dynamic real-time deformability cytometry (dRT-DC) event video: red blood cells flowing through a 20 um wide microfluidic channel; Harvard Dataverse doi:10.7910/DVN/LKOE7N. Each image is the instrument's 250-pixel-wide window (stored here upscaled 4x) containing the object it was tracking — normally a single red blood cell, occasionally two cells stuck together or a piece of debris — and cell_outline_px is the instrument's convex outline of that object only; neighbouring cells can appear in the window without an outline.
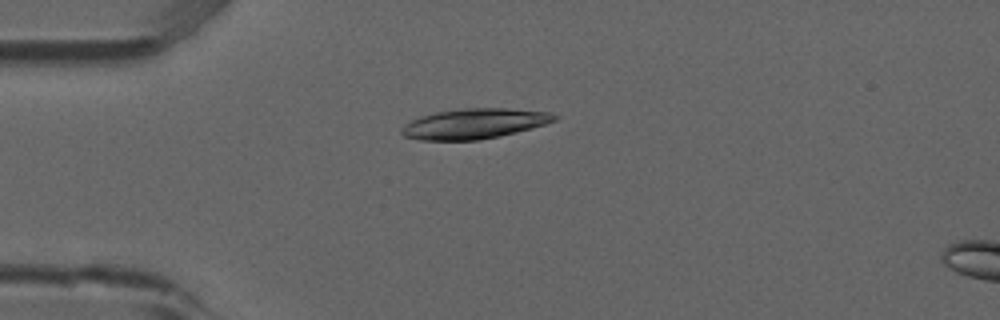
{"species": "common noctule bat (a hibernating species)", "species_latin": "Nyctalus noctula", "temperature_condition": "room temperature", "stored_images_in_passage": 4, "camera_frame_rate_fps": 3000, "um_per_image_px": 0.085, "animal": {"sex": "male", "forearm_length_mm": 52.5}, "frame": {"image": 1, "passage_image": 1, "time_ms": 0.0, "image_size_px": [1000, 320], "cell_outline_px": [[560, 116], [556, 120], [532, 128], [500, 136], [480, 140], [420, 140], [404, 136], [400, 132], [400, 128], [412, 120], [420, 116], [436, 112], [460, 108], [504, 108], [552, 112]], "centroid_in_image_um": [40.32, 10.51], "position_along_channel_um": 44.7, "area_um2": 26.99}}
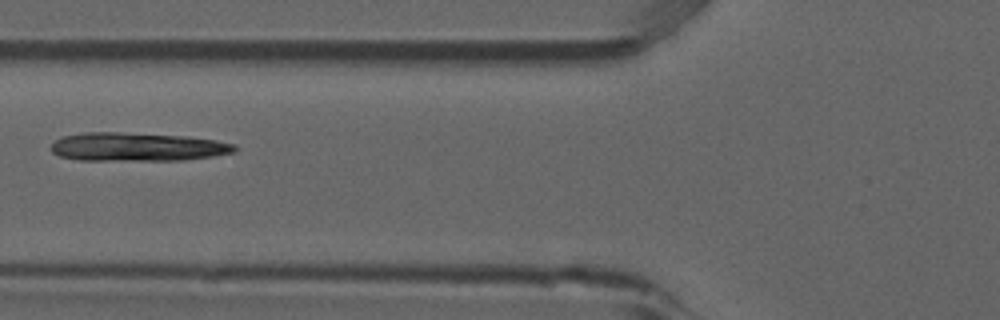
{"frame": {"image": 2, "passage_image": 3, "time_ms": 0.667, "image_size_px": [1000, 320], "cell_outline_px": [[236, 152], [212, 156], [180, 160], [80, 160], [60, 156], [52, 152], [52, 144], [56, 140], [64, 136], [84, 132], [116, 132], [188, 136], [216, 140], [236, 144]], "centroid_in_image_um": [11.7, 12.48], "position_along_channel_um": 114.1, "area_um2": 30.46}}
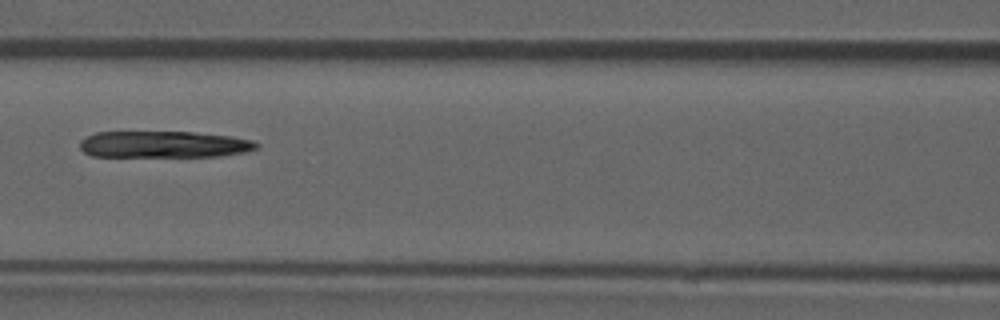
{"frame": {"image": 3, "passage_image": 4, "time_ms": 1.0, "image_size_px": [1000, 320], "cell_outline_px": [[260, 144], [256, 148], [244, 152], [216, 156], [92, 156], [84, 152], [80, 148], [80, 140], [96, 132], [192, 132], [232, 136], [252, 140]], "centroid_in_image_um": [13.92, 12.27], "position_along_channel_um": 152.7, "area_um2": 27.22}}